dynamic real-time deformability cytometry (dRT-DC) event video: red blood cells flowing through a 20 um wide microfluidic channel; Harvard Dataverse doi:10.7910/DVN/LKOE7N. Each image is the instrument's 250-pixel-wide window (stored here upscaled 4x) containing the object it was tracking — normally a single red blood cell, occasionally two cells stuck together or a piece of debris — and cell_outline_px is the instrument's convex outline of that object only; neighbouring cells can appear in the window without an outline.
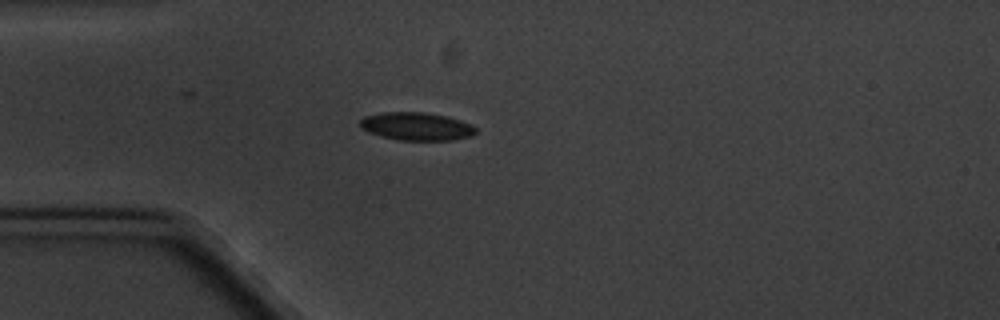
{"species": "common noctule bat (a hibernating species)", "species_latin": "Nyctalus noctula", "temperature_condition": "cold", "stored_images_in_passage": 4, "camera_frame_rate_fps": 3000, "um_per_image_px": 0.085, "animal": {"sex": "male", "body_mass_g": 20.1, "forearm_length_mm": 53.5}, "frame": {"image": 1, "passage_image": 4, "time_ms": 3.333, "image_size_px": [1000, 320], "cell_outline_px": [[476, 132], [472, 136], [452, 140], [400, 140], [380, 136], [368, 132], [360, 128], [360, 120], [364, 116], [384, 112], [424, 112], [448, 116], [472, 124], [476, 128]], "centroid_in_image_um": [35.41, 10.74], "position_along_channel_um": 49.6, "area_um2": 19.02}}